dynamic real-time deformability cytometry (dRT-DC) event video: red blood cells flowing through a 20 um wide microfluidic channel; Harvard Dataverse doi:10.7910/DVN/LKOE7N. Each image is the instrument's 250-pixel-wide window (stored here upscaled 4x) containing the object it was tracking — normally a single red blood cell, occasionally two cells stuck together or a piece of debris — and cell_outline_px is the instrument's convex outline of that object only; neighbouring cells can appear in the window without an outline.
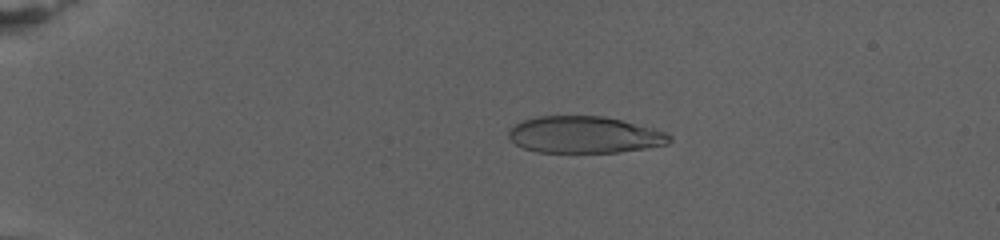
{"species": "human", "species_latin": "Homo sapiens", "temperature_condition": "warm", "stored_images_in_passage": 51, "camera_frame_rate_fps": 3000, "um_per_image_px": 0.085, "donor": {"sex": "female"}, "frame": {"image": 1, "passage_image": 12, "time_ms": 6.0, "image_size_px": [1000, 240], "cell_outline_px": [[672, 140], [668, 144], [620, 152], [536, 152], [524, 148], [516, 144], [508, 136], [508, 128], [524, 120], [536, 116], [604, 116], [668, 132], [672, 136]], "centroid_in_image_um": [49.68, 11.45], "position_along_channel_um": 35.3, "area_um2": 34.45}}
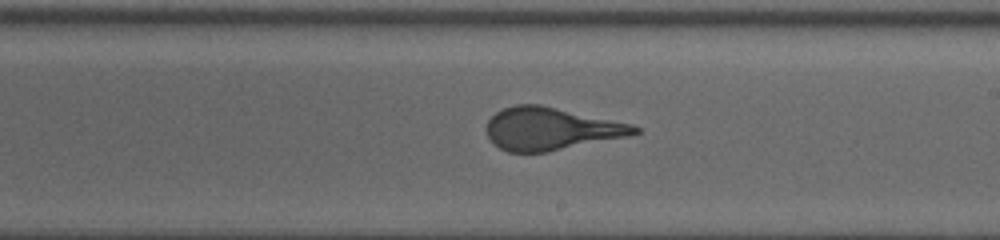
{"frame": {"image": 2, "passage_image": 31, "time_ms": 16.333, "image_size_px": [1000, 240], "cell_outline_px": [[640, 132], [628, 136], [548, 152], [508, 152], [500, 148], [488, 136], [484, 128], [488, 120], [496, 112], [504, 108], [516, 104], [540, 104], [632, 124], [640, 128]], "centroid_in_image_um": [46.81, 10.94], "position_along_channel_um": 242.2, "area_um2": 36.65}}
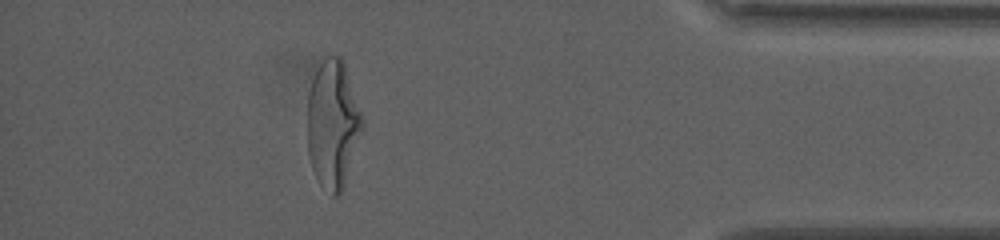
{"frame": {"image": 3, "passage_image": 46, "time_ms": 23.667, "image_size_px": [1000, 240], "cell_outline_px": [[364, 128], [344, 188], [336, 196], [332, 196], [320, 184], [312, 168], [308, 152], [308, 96], [312, 80], [320, 64], [328, 56], [340, 56], [344, 60], [364, 120]], "centroid_in_image_um": [28.32, 10.57], "position_along_channel_um": 406.9, "area_um2": 41.15}, "authors_computed_cell_mechanics": {"area_um2": 37.281, "velocity_mm_per_s": 2.7134, "shape_relaxation_time_tau1_ms": 6.4907, "shape_relaxation_time_tau2_ms": null, "deformation_change_tau1": 0.2393, "deformation_change_tau2": null}}